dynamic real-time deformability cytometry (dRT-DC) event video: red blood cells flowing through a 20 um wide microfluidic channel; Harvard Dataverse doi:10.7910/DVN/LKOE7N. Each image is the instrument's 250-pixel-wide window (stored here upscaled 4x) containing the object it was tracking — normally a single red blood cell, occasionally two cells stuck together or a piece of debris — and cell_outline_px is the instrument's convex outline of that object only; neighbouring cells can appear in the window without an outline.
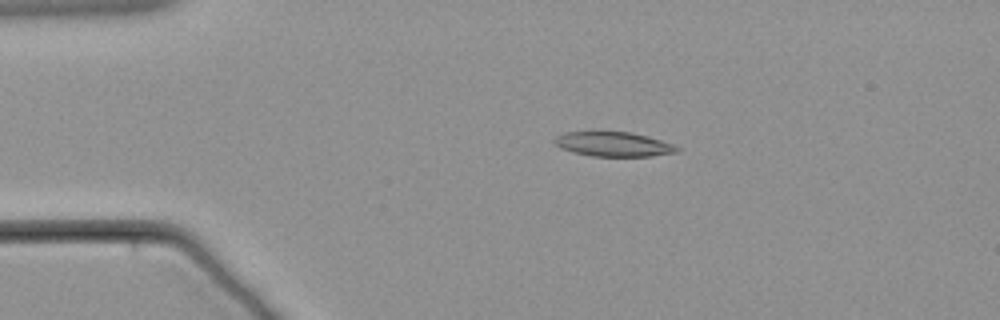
{"species": "common noctule bat (a hibernating species)", "species_latin": "Nyctalus noctula", "temperature_condition": "warm", "stored_images_in_passage": 50, "camera_frame_rate_fps": 3000, "um_per_image_px": 0.085, "animal": {"sex": "male", "body_mass_g": 21.5, "forearm_length_mm": 52.0}, "frame": {"image": 1, "passage_image": 1, "time_ms": 0.0, "image_size_px": [1000, 320], "cell_outline_px": [[680, 152], [652, 156], [592, 156], [572, 152], [560, 148], [552, 140], [556, 136], [564, 132], [596, 128], [632, 132], [660, 140], [672, 144], [680, 148]], "centroid_in_image_um": [52.06, 12.2], "position_along_channel_um": 32.9, "area_um2": 18.5}}
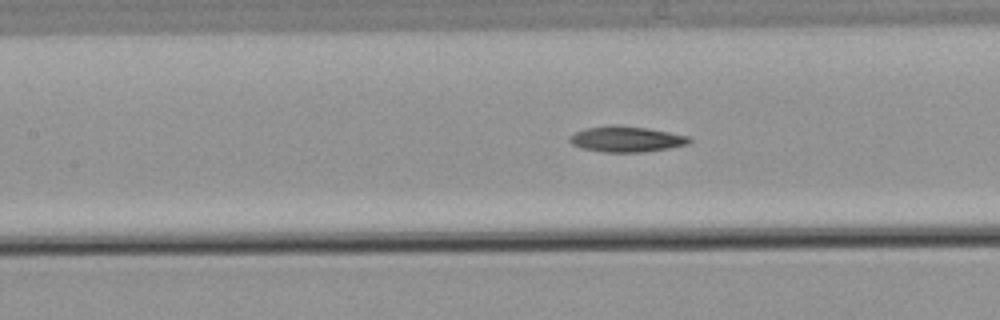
{"frame": {"image": 2, "passage_image": 16, "time_ms": 5.0, "image_size_px": [1000, 320], "cell_outline_px": [[692, 140], [688, 144], [668, 148], [640, 152], [604, 152], [580, 148], [572, 144], [568, 140], [568, 136], [584, 128], [612, 124], [620, 124], [648, 128], [688, 136]], "centroid_in_image_um": [53.18, 11.81], "position_along_channel_um": 154.2, "area_um2": 18.09}}
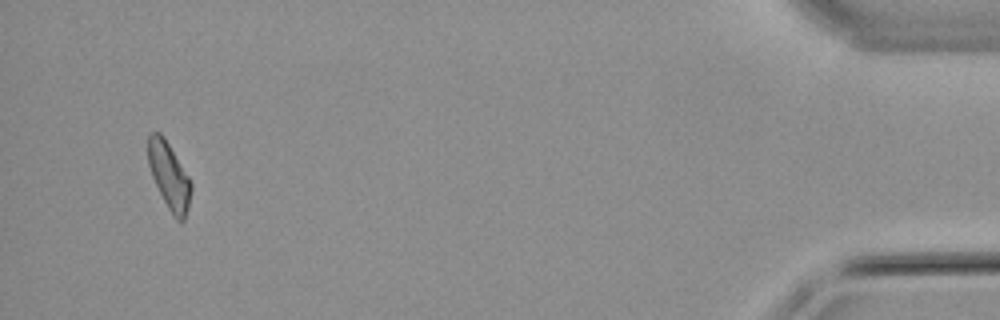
{"frame": {"image": 3, "passage_image": 47, "time_ms": 15.333, "image_size_px": [1000, 320], "cell_outline_px": [[192, 188], [188, 208], [184, 220], [180, 224], [172, 216], [152, 176], [148, 164], [148, 136], [152, 132], [160, 132], [164, 136], [188, 176], [192, 184]], "centroid_in_image_um": [14.38, 14.96], "position_along_channel_um": 420.8, "area_um2": 16.65}}